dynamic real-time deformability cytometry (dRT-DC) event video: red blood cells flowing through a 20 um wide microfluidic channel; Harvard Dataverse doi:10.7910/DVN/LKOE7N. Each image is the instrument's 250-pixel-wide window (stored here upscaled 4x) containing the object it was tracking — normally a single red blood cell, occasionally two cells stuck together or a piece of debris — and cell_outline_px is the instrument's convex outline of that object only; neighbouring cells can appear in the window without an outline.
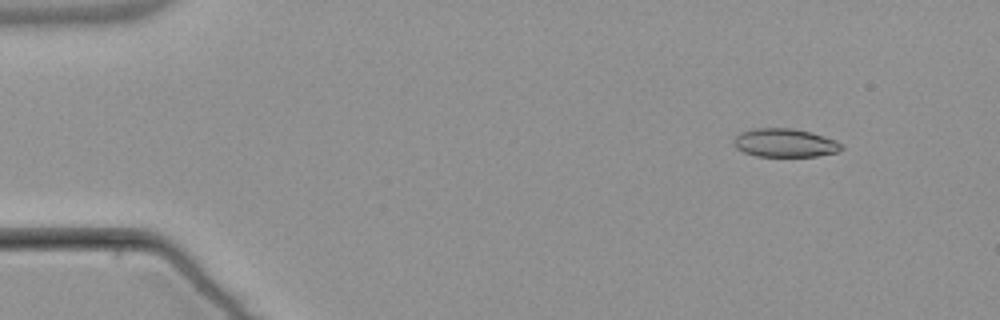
{"species": "common noctule bat (a hibernating species)", "species_latin": "Nyctalus noctula", "temperature_condition": "warm", "stored_images_in_passage": 3, "camera_frame_rate_fps": 3000, "um_per_image_px": 0.085, "animal": {"sex": "male", "body_mass_g": 21.5, "forearm_length_mm": 52.0}, "frame": {"image": 1, "passage_image": 1, "time_ms": 0.0, "image_size_px": [1000, 320], "cell_outline_px": [[844, 148], [836, 152], [816, 156], [756, 156], [744, 152], [736, 148], [732, 144], [732, 140], [740, 132], [752, 128], [792, 128], [812, 132], [836, 140], [844, 144]], "centroid_in_image_um": [66.7, 12.13], "position_along_channel_um": 18.3, "area_um2": 18.09}}
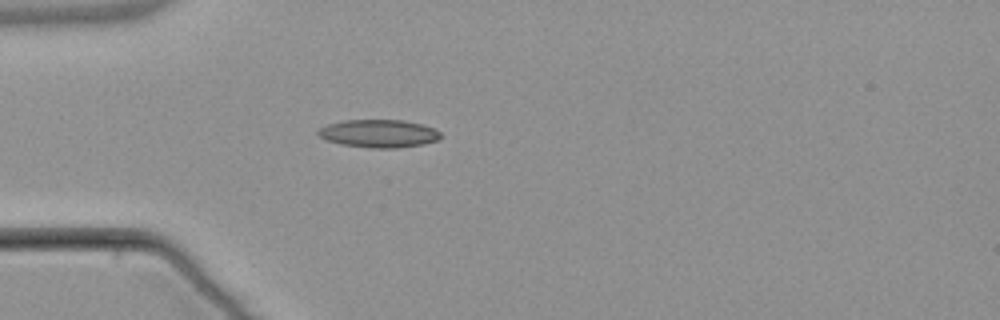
{"frame": {"image": 2, "passage_image": 3, "time_ms": 3.333, "image_size_px": [1000, 320], "cell_outline_px": [[440, 140], [424, 144], [400, 148], [372, 148], [340, 144], [324, 140], [316, 132], [320, 128], [328, 124], [344, 120], [404, 120], [420, 124], [432, 128], [440, 132]], "centroid_in_image_um": [32.19, 11.36], "position_along_channel_um": 52.8, "area_um2": 20.0}}